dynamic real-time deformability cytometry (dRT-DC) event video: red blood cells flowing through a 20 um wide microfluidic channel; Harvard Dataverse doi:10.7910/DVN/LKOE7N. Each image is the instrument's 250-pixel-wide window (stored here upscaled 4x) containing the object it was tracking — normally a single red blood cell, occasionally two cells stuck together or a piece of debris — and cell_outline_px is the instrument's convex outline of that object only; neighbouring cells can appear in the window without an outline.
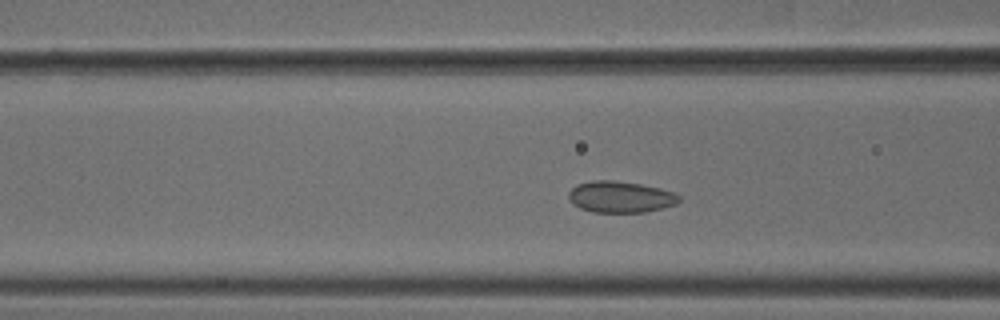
{"species": "common noctule bat (a hibernating species)", "species_latin": "Nyctalus noctula", "temperature_condition": "cold", "stored_images_in_passage": 37, "camera_frame_rate_fps": 3000, "um_per_image_px": 0.085, "animal": {"sex": "male", "body_mass_g": 18.8}, "frame": {"image": 1, "passage_image": 4, "time_ms": 1.0, "image_size_px": [1000, 320], "cell_outline_px": [[680, 200], [676, 204], [644, 212], [592, 212], [580, 208], [572, 204], [568, 200], [568, 192], [576, 184], [592, 180], [612, 180], [640, 184], [660, 188], [672, 192], [680, 196]], "centroid_in_image_um": [52.68, 16.73], "position_along_channel_um": 113.9, "area_um2": 20.23}}
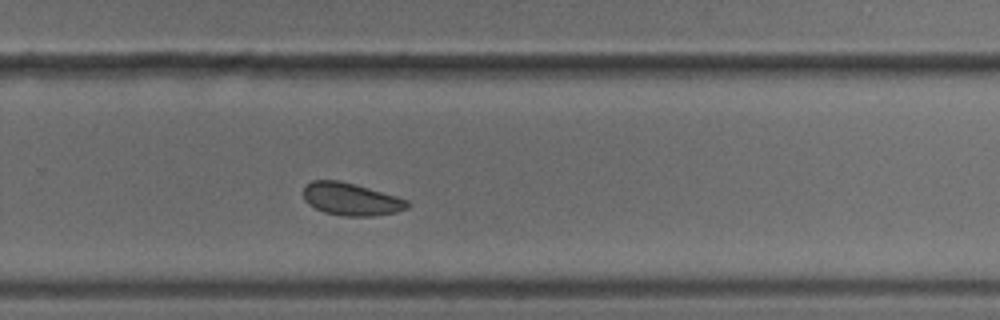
{"frame": {"image": 2, "passage_image": 19, "time_ms": 6.0, "image_size_px": [1000, 320], "cell_outline_px": [[412, 204], [408, 208], [396, 212], [372, 216], [344, 216], [324, 212], [308, 204], [304, 200], [304, 184], [312, 180], [340, 180], [396, 196], [408, 200]], "centroid_in_image_um": [29.83, 16.93], "position_along_channel_um": 300.0, "area_um2": 19.77}}
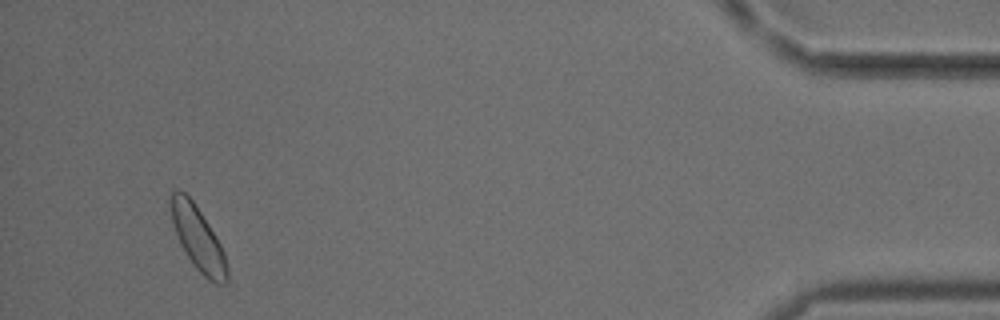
{"frame": {"image": 3, "passage_image": 34, "time_ms": 11.0, "image_size_px": [1000, 320], "cell_outline_px": [[228, 280], [224, 284], [216, 284], [208, 280], [192, 264], [184, 252], [180, 244], [172, 220], [168, 200], [172, 192], [180, 188], [192, 200], [216, 236], [224, 252], [228, 268]], "centroid_in_image_um": [16.82, 20.28], "position_along_channel_um": 418.4, "area_um2": 20.98}}